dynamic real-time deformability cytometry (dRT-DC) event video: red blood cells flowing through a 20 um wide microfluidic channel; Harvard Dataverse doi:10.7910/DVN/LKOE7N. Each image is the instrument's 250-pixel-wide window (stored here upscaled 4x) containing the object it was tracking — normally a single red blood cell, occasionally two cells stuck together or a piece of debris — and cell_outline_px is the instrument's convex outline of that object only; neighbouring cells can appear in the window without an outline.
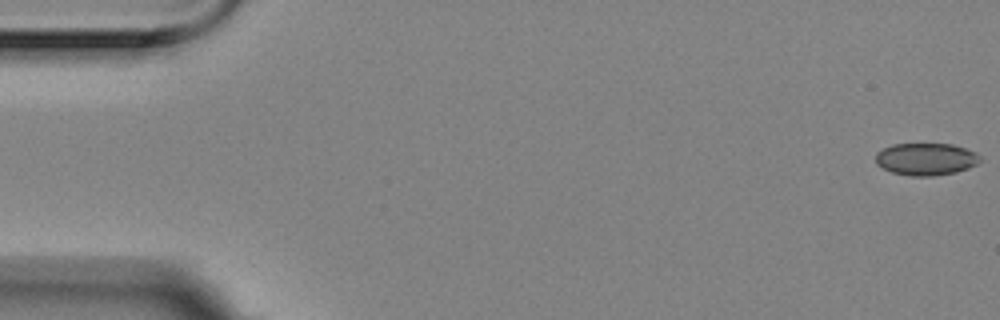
{"species": "Egyptian fruit bat (a non-hibernating species)", "species_latin": "Rousettus aegyptiacus", "temperature_condition": "room temperature", "stored_images_in_passage": 5, "camera_frame_rate_fps": 3000, "um_per_image_px": 0.085, "animal": {"sex": "female"}, "frame": {"image": 1, "passage_image": 1, "time_ms": 0.0, "image_size_px": [1000, 320], "cell_outline_px": [[980, 160], [976, 164], [968, 168], [956, 172], [932, 176], [912, 176], [892, 172], [876, 164], [876, 152], [892, 144], [952, 144], [976, 152], [980, 156]], "centroid_in_image_um": [78.7, 13.52], "position_along_channel_um": 6.3, "area_um2": 19.54}}
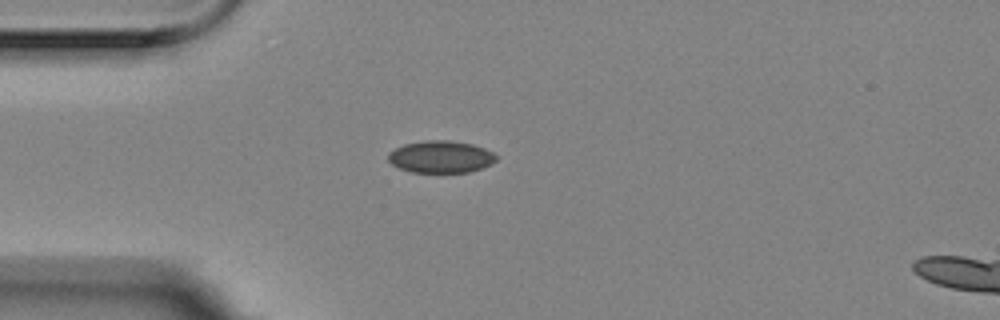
{"frame": {"image": 2, "passage_image": 5, "time_ms": 1.333, "image_size_px": [1000, 320], "cell_outline_px": [[496, 160], [480, 168], [468, 172], [412, 172], [400, 168], [392, 164], [388, 160], [388, 152], [404, 144], [428, 140], [448, 140], [472, 144], [484, 148], [492, 152], [496, 156]], "centroid_in_image_um": [37.43, 13.32], "position_along_channel_um": 47.6, "area_um2": 19.94}}